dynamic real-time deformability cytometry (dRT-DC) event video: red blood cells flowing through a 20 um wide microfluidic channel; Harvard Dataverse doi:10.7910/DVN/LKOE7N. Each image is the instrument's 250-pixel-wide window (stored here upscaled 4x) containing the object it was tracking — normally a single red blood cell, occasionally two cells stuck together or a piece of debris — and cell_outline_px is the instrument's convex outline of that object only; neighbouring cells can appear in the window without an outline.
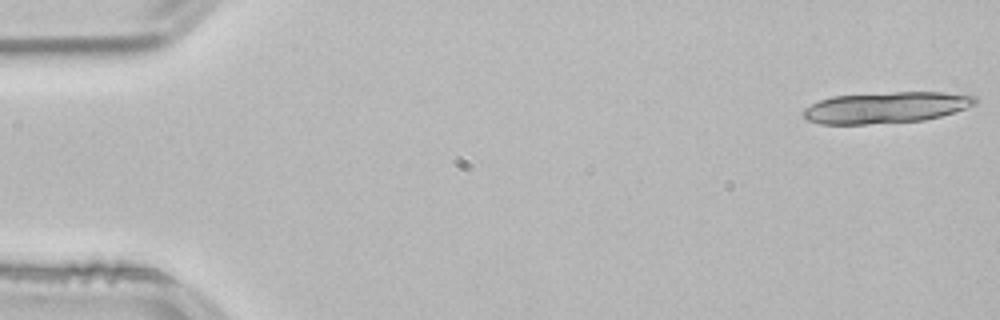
{"species": "common noctule bat (a hibernating species)", "species_latin": "Nyctalus noctula", "temperature_condition": "room temperature", "stored_images_in_passage": 20, "camera_frame_rate_fps": 3000, "um_per_image_px": 0.085, "animal": {"sex": "male", "body_mass_g": 21.5, "forearm_length_mm": 52.0}, "frame": {"image": 1, "passage_image": 1, "time_ms": 0.0, "image_size_px": [1000, 320], "cell_outline_px": [[976, 104], [940, 116], [924, 120], [868, 124], [820, 124], [808, 120], [800, 112], [804, 108], [820, 100], [832, 96], [892, 92], [968, 92], [976, 96]], "centroid_in_image_um": [75.34, 9.12], "position_along_channel_um": 9.7, "area_um2": 31.5}}